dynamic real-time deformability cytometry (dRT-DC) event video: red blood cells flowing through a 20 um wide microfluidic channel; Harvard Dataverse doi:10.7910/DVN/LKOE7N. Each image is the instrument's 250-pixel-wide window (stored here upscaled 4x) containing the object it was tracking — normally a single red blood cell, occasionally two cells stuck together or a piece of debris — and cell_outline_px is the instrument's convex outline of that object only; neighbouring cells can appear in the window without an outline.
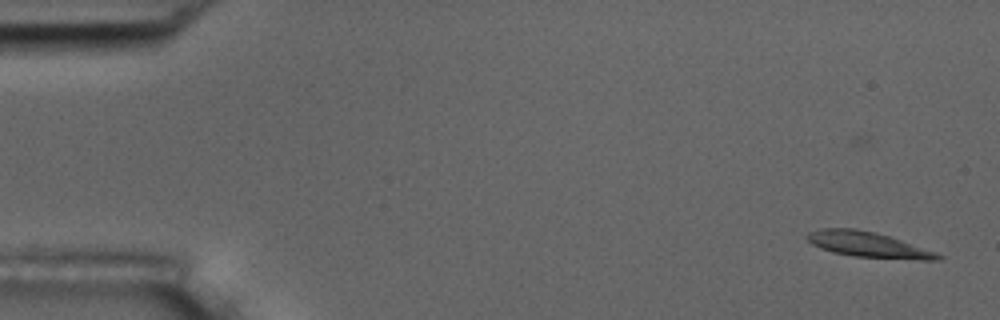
{"species": "common noctule bat (a hibernating species)", "species_latin": "Nyctalus noctula", "temperature_condition": "room temperature", "stored_images_in_passage": 54, "camera_frame_rate_fps": 3000, "um_per_image_px": 0.085, "animal": {"sex": "male", "body_mass_g": 17.5, "forearm_length_mm": 52.3}, "frame": {"image": 1, "passage_image": 1, "time_ms": 0.0, "image_size_px": [1000, 320], "cell_outline_px": [[944, 256], [940, 260], [916, 260], [852, 256], [832, 252], [820, 248], [812, 244], [804, 236], [808, 232], [820, 228], [856, 228], [876, 232], [936, 252]], "centroid_in_image_um": [73.76, 20.79], "position_along_channel_um": 11.2, "area_um2": 19.48}}
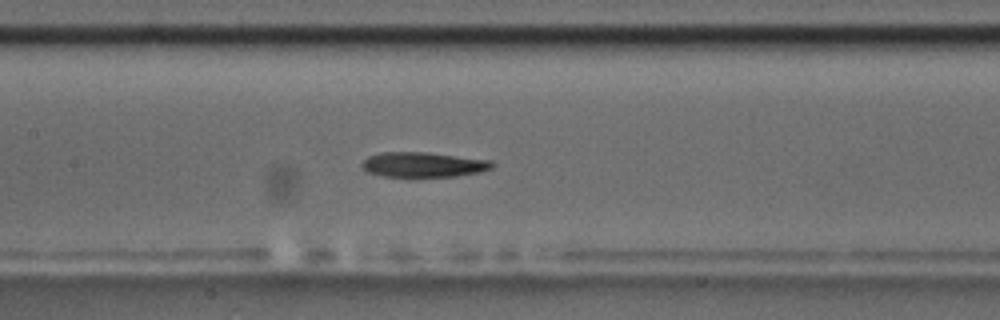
{"frame": {"image": 2, "passage_image": 25, "time_ms": 8.0, "image_size_px": [1000, 320], "cell_outline_px": [[496, 164], [492, 168], [480, 172], [456, 176], [416, 180], [384, 176], [368, 172], [360, 164], [368, 156], [380, 152], [428, 152], [492, 160]], "centroid_in_image_um": [36.0, 14.03], "position_along_channel_um": 171.4, "area_um2": 20.0}}
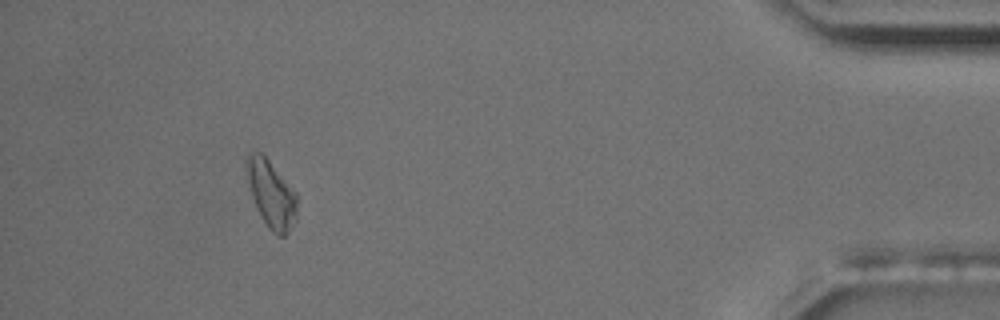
{"frame": {"image": 3, "passage_image": 50, "time_ms": 16.333, "image_size_px": [1000, 320], "cell_outline_px": [[296, 220], [288, 232], [284, 236], [276, 236], [272, 232], [264, 220], [252, 196], [244, 168], [244, 160], [248, 152], [260, 152], [268, 160], [296, 192]], "centroid_in_image_um": [23.03, 16.46], "position_along_channel_um": 412.2, "area_um2": 19.54}, "authors_computed_cell_mechanics": {"area_um2": 19.3919, "velocity_mm_per_s": 3.6114, "shape_relaxation_time_tau1_ms": 10.4021, "shape_relaxation_time_tau2_ms": null, "deformation_change_tau1": 0.2304, "deformation_change_tau2": null}}